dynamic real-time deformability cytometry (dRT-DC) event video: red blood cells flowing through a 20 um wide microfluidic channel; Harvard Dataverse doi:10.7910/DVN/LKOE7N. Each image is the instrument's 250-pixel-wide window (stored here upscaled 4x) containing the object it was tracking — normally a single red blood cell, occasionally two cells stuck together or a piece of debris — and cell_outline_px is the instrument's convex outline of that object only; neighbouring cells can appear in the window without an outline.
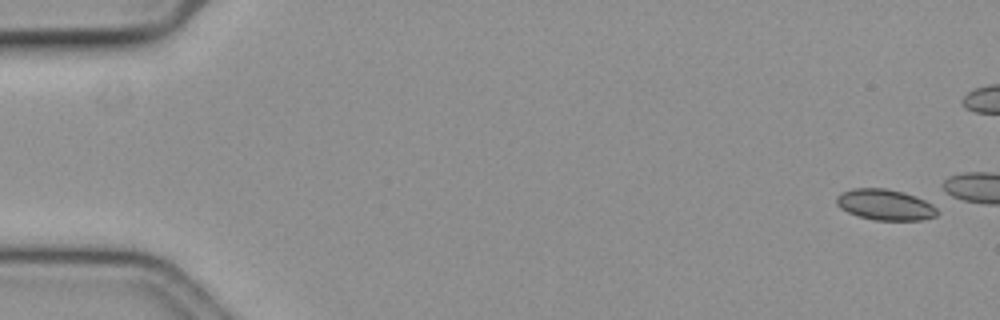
{"species": "common noctule bat (a hibernating species)", "species_latin": "Nyctalus noctula", "temperature_condition": "cold", "stored_images_in_passage": 14, "camera_frame_rate_fps": 3000, "um_per_image_px": 0.085, "animal": {"sex": "female", "body_mass_g": 19.3, "forearm_length_mm": 54.1}, "frame": {"image": 1, "passage_image": 1, "time_ms": 0.0, "image_size_px": [1000, 320], "cell_outline_px": [[940, 212], [936, 216], [924, 220], [876, 220], [860, 216], [848, 212], [840, 208], [836, 204], [836, 196], [852, 188], [884, 188], [904, 192], [916, 196], [932, 204]], "centroid_in_image_um": [75.26, 17.4], "position_along_channel_um": 9.7, "area_um2": 18.15}}